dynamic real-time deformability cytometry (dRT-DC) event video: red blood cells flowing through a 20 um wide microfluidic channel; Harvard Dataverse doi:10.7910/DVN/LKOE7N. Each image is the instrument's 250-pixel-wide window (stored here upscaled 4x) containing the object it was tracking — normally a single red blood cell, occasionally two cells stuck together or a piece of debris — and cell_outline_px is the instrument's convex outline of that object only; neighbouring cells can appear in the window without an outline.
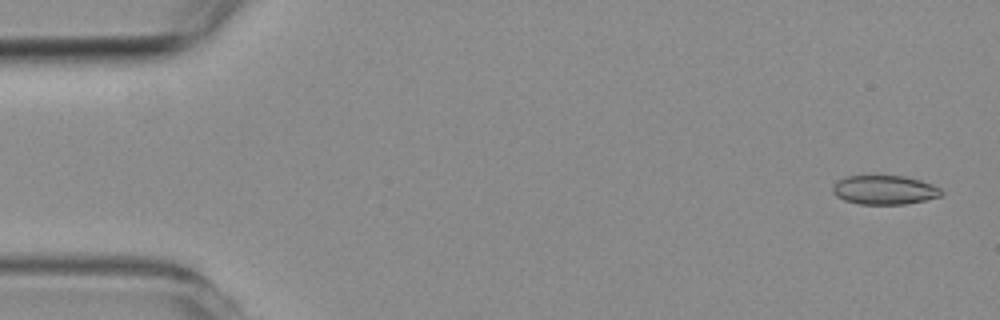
{"species": "common noctule bat (a hibernating species)", "species_latin": "Nyctalus noctula", "temperature_condition": "room temperature", "stored_images_in_passage": 5, "camera_frame_rate_fps": 3000, "um_per_image_px": 0.085, "animal": {"sex": "female", "body_mass_g": 19.3, "forearm_length_mm": 54.1}, "frame": {"image": 1, "passage_image": 1, "time_ms": 0.0, "image_size_px": [1000, 320], "cell_outline_px": [[944, 192], [940, 196], [924, 200], [904, 204], [860, 204], [844, 200], [836, 196], [832, 192], [832, 188], [836, 180], [848, 176], [904, 176], [920, 180], [932, 184], [940, 188]], "centroid_in_image_um": [75.16, 16.14], "position_along_channel_um": 9.8, "area_um2": 18.38}}
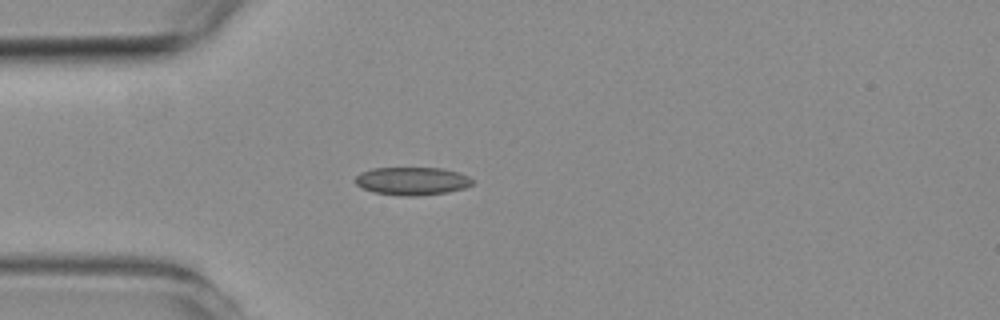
{"frame": {"image": 2, "passage_image": 5, "time_ms": 4.333, "image_size_px": [1000, 320], "cell_outline_px": [[472, 184], [464, 188], [448, 192], [416, 196], [400, 196], [372, 192], [360, 188], [352, 180], [360, 172], [372, 168], [440, 168], [456, 172], [468, 176], [472, 180]], "centroid_in_image_um": [34.94, 15.4], "position_along_channel_um": 50.1, "area_um2": 19.25}}